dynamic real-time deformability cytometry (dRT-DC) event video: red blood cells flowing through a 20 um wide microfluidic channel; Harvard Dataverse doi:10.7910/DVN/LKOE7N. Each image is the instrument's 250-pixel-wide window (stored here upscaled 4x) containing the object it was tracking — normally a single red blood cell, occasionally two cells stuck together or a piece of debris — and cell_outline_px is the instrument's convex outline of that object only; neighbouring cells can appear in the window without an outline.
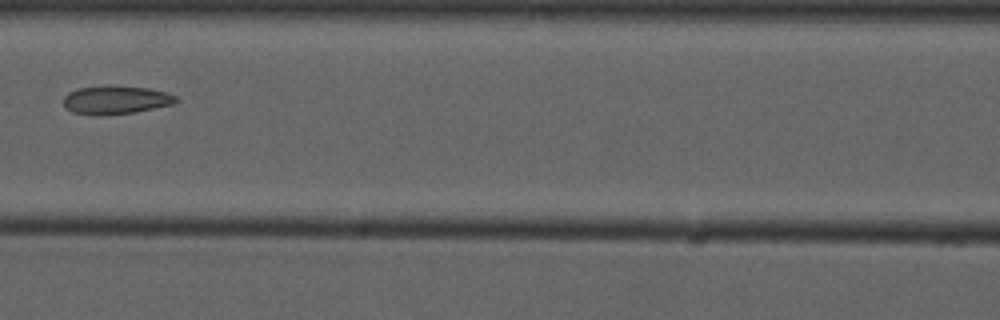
{"species": "common noctule bat (a hibernating species)", "species_latin": "Nyctalus noctula", "temperature_condition": "cold", "stored_images_in_passage": 8, "camera_frame_rate_fps": 3000, "um_per_image_px": 0.085, "animal": {"sex": "male", "forearm_length_mm": 52.5}, "frame": {"image": 1, "passage_image": 7, "time_ms": 7.0, "image_size_px": [1000, 320], "cell_outline_px": [[180, 100], [172, 104], [136, 112], [72, 112], [64, 104], [64, 96], [68, 92], [76, 88], [108, 84], [148, 88], [164, 92], [176, 96]], "centroid_in_image_um": [9.88, 8.42], "position_along_channel_um": 156.7, "area_um2": 17.98}}
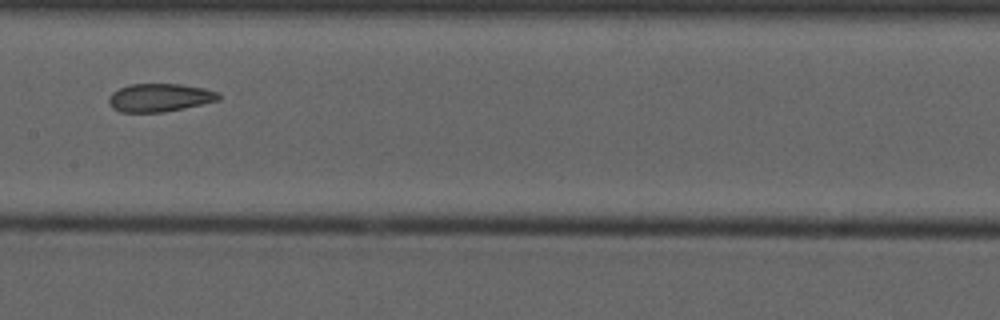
{"frame": {"image": 2, "passage_image": 8, "time_ms": 8.0, "image_size_px": [1000, 320], "cell_outline_px": [[220, 100], [164, 112], [120, 112], [112, 108], [108, 104], [108, 96], [112, 92], [128, 84], [180, 84], [204, 88], [216, 92], [220, 96]], "centroid_in_image_um": [13.52, 8.3], "position_along_channel_um": 193.9, "area_um2": 18.03}}